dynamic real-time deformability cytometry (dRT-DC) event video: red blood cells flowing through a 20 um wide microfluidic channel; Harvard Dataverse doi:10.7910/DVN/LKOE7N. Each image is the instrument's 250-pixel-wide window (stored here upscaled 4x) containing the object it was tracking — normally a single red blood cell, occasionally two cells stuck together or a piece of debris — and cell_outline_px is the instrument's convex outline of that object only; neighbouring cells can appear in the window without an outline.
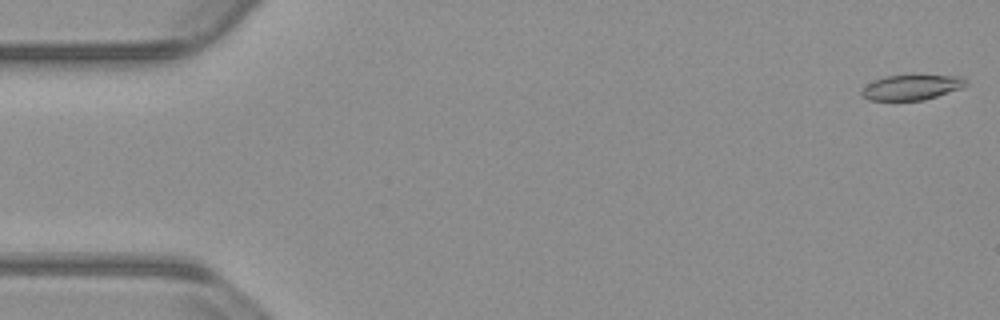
{"species": "common noctule bat (a hibernating species)", "species_latin": "Nyctalus noctula", "temperature_condition": "warm", "stored_images_in_passage": 54, "camera_frame_rate_fps": 3000, "um_per_image_px": 0.085, "animal": {"sex": "male", "body_mass_g": 23.1, "forearm_length_mm": 52.7}, "frame": {"image": 1, "passage_image": 1, "time_ms": 0.0, "image_size_px": [1000, 320], "cell_outline_px": [[968, 84], [960, 88], [924, 100], [868, 100], [860, 96], [860, 88], [884, 76], [912, 72], [964, 76], [968, 80]], "centroid_in_image_um": [77.5, 7.35], "position_along_channel_um": 7.5, "area_um2": 16.3}}
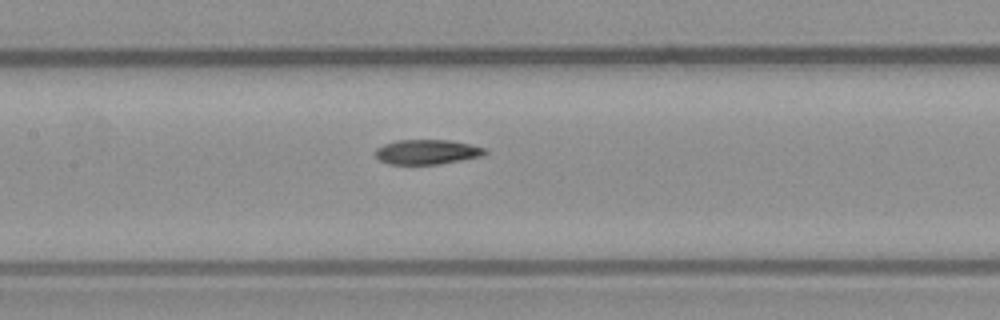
{"frame": {"image": 2, "passage_image": 25, "time_ms": 8.0, "image_size_px": [1000, 320], "cell_outline_px": [[488, 152], [480, 156], [440, 164], [388, 164], [380, 160], [376, 156], [376, 148], [384, 144], [396, 140], [448, 140], [468, 144], [484, 148]], "centroid_in_image_um": [36.26, 12.91], "position_along_channel_um": 171.1, "area_um2": 15.61}}
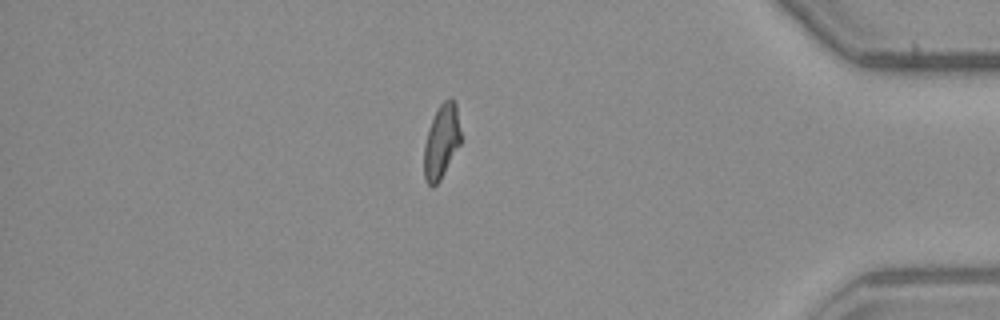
{"frame": {"image": 3, "passage_image": 46, "time_ms": 15.0, "image_size_px": [1000, 320], "cell_outline_px": [[460, 144], [440, 180], [432, 188], [424, 180], [424, 144], [428, 128], [440, 104], [444, 100], [452, 96], [456, 100], [460, 132]], "centroid_in_image_um": [37.51, 12.01], "position_along_channel_um": 397.7, "area_um2": 15.9}, "authors_computed_cell_mechanics": {"area_um2": 16.4441, "velocity_mm_per_s": 3.8075, "shape_relaxation_time_tau1_ms": 8.6908, "shape_relaxation_time_tau2_ms": 3.8928, "deformation_change_tau1": 0.2291, "deformation_change_tau2": 0.0879}}